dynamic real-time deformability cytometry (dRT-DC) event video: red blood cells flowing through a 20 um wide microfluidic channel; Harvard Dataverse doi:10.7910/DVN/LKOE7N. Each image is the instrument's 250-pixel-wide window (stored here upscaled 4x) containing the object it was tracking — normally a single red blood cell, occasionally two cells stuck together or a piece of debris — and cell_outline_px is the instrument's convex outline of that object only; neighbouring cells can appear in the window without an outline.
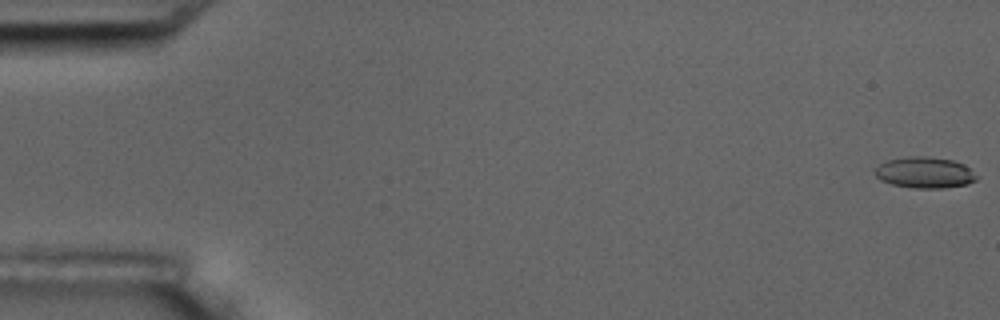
{"species": "common noctule bat (a hibernating species)", "species_latin": "Nyctalus noctula", "temperature_condition": "room temperature", "stored_images_in_passage": 6, "camera_frame_rate_fps": 3000, "um_per_image_px": 0.085, "animal": {"sex": "male", "body_mass_g": 17.5, "forearm_length_mm": 52.3}, "frame": {"image": 1, "passage_image": 1, "time_ms": 0.0, "image_size_px": [1000, 320], "cell_outline_px": [[980, 176], [976, 180], [968, 184], [944, 188], [916, 188], [892, 184], [880, 180], [872, 172], [880, 164], [888, 160], [912, 156], [924, 156], [952, 160], [964, 164], [972, 168]], "centroid_in_image_um": [78.65, 14.67], "position_along_channel_um": 6.3, "area_um2": 18.61}}
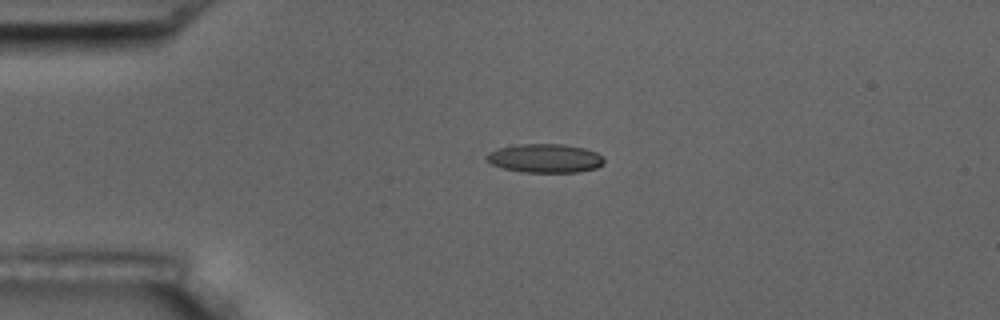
{"frame": {"image": 2, "passage_image": 5, "time_ms": 4.333, "image_size_px": [1000, 320], "cell_outline_px": [[604, 164], [596, 168], [576, 172], [520, 172], [504, 168], [492, 164], [484, 156], [488, 152], [500, 148], [520, 144], [564, 144], [584, 148], [596, 152], [604, 160]], "centroid_in_image_um": [46.33, 13.45], "position_along_channel_um": 38.7, "area_um2": 19.59}}